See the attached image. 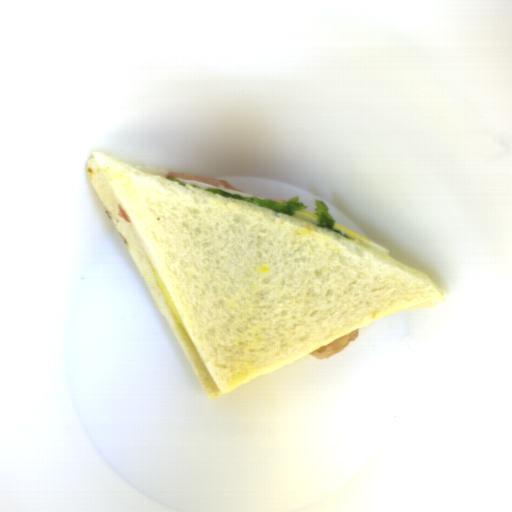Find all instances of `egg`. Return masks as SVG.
Returning a JSON list of instances; mask_svg holds the SVG:
<instances>
[{
    "label": "egg",
    "instance_id": "1",
    "mask_svg": "<svg viewBox=\"0 0 512 512\" xmlns=\"http://www.w3.org/2000/svg\"><path fill=\"white\" fill-rule=\"evenodd\" d=\"M334 229L342 231L347 236L348 239L350 238L353 241H357L359 243H362V244H364V245H366L368 247H371V248H373V249H375L377 251H380L382 253H385V254H388V255L390 253L388 248H386V247H384V246H382V245H380V244L370 240L369 238H367V237H365V236H363V235H361V234H359V233H357V232H355L353 230H350V229H348V228H346V227H344V226H342L340 224H336L335 223Z\"/></svg>",
    "mask_w": 512,
    "mask_h": 512
},
{
    "label": "egg",
    "instance_id": "2",
    "mask_svg": "<svg viewBox=\"0 0 512 512\" xmlns=\"http://www.w3.org/2000/svg\"><path fill=\"white\" fill-rule=\"evenodd\" d=\"M175 179L184 182V184H188L190 186L197 187V188H202V189H206V190L207 189H221V190H224V191H226V192H228L230 194L243 195V196H246L248 198H259L260 200L261 199H265V198H260V197L254 196V195L249 194V193L235 191V190H231V189L224 188V187H221V186H216V185L211 184V183H200V182L191 181V180H187V179H183V178H177V177Z\"/></svg>",
    "mask_w": 512,
    "mask_h": 512
},
{
    "label": "egg",
    "instance_id": "3",
    "mask_svg": "<svg viewBox=\"0 0 512 512\" xmlns=\"http://www.w3.org/2000/svg\"><path fill=\"white\" fill-rule=\"evenodd\" d=\"M292 217L303 219L305 221H308V222L318 226V218H317V216L315 215V213H312L310 211L304 210V211L295 213V215H292Z\"/></svg>",
    "mask_w": 512,
    "mask_h": 512
}]
</instances>
